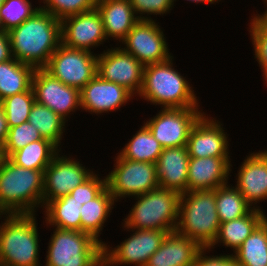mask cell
<instances>
[{
	"mask_svg": "<svg viewBox=\"0 0 267 266\" xmlns=\"http://www.w3.org/2000/svg\"><path fill=\"white\" fill-rule=\"evenodd\" d=\"M210 116L205 112L190 130L186 144L189 157H232L224 124Z\"/></svg>",
	"mask_w": 267,
	"mask_h": 266,
	"instance_id": "2e32d148",
	"label": "cell"
},
{
	"mask_svg": "<svg viewBox=\"0 0 267 266\" xmlns=\"http://www.w3.org/2000/svg\"><path fill=\"white\" fill-rule=\"evenodd\" d=\"M266 6V7H265ZM266 8V9H265ZM264 12L258 13L259 11L256 10V13H254L253 10V17L265 28L267 29V2L264 3Z\"/></svg>",
	"mask_w": 267,
	"mask_h": 266,
	"instance_id": "7bdbcfd3",
	"label": "cell"
},
{
	"mask_svg": "<svg viewBox=\"0 0 267 266\" xmlns=\"http://www.w3.org/2000/svg\"><path fill=\"white\" fill-rule=\"evenodd\" d=\"M35 68L15 58L0 63V102L32 87Z\"/></svg>",
	"mask_w": 267,
	"mask_h": 266,
	"instance_id": "4316f807",
	"label": "cell"
},
{
	"mask_svg": "<svg viewBox=\"0 0 267 266\" xmlns=\"http://www.w3.org/2000/svg\"><path fill=\"white\" fill-rule=\"evenodd\" d=\"M98 0H38L42 10L51 13L58 20L96 8ZM42 3V5H41Z\"/></svg>",
	"mask_w": 267,
	"mask_h": 266,
	"instance_id": "e575fe53",
	"label": "cell"
},
{
	"mask_svg": "<svg viewBox=\"0 0 267 266\" xmlns=\"http://www.w3.org/2000/svg\"><path fill=\"white\" fill-rule=\"evenodd\" d=\"M6 0H0V6L5 2ZM2 29L1 27V22H0V30Z\"/></svg>",
	"mask_w": 267,
	"mask_h": 266,
	"instance_id": "bcb514c9",
	"label": "cell"
},
{
	"mask_svg": "<svg viewBox=\"0 0 267 266\" xmlns=\"http://www.w3.org/2000/svg\"><path fill=\"white\" fill-rule=\"evenodd\" d=\"M219 226L215 189L181 194L175 231L195 240L201 247H209L218 234Z\"/></svg>",
	"mask_w": 267,
	"mask_h": 266,
	"instance_id": "5b68a950",
	"label": "cell"
},
{
	"mask_svg": "<svg viewBox=\"0 0 267 266\" xmlns=\"http://www.w3.org/2000/svg\"><path fill=\"white\" fill-rule=\"evenodd\" d=\"M51 228L44 266H103V245L90 234Z\"/></svg>",
	"mask_w": 267,
	"mask_h": 266,
	"instance_id": "52a82bcc",
	"label": "cell"
},
{
	"mask_svg": "<svg viewBox=\"0 0 267 266\" xmlns=\"http://www.w3.org/2000/svg\"><path fill=\"white\" fill-rule=\"evenodd\" d=\"M36 215L0 214V266H43Z\"/></svg>",
	"mask_w": 267,
	"mask_h": 266,
	"instance_id": "277c9868",
	"label": "cell"
},
{
	"mask_svg": "<svg viewBox=\"0 0 267 266\" xmlns=\"http://www.w3.org/2000/svg\"><path fill=\"white\" fill-rule=\"evenodd\" d=\"M60 151L54 143L42 138L14 152L9 159L20 167L45 170Z\"/></svg>",
	"mask_w": 267,
	"mask_h": 266,
	"instance_id": "f546056e",
	"label": "cell"
},
{
	"mask_svg": "<svg viewBox=\"0 0 267 266\" xmlns=\"http://www.w3.org/2000/svg\"><path fill=\"white\" fill-rule=\"evenodd\" d=\"M32 0H6L0 6V22L2 30L10 31L30 18L40 6H33Z\"/></svg>",
	"mask_w": 267,
	"mask_h": 266,
	"instance_id": "836d02e7",
	"label": "cell"
},
{
	"mask_svg": "<svg viewBox=\"0 0 267 266\" xmlns=\"http://www.w3.org/2000/svg\"><path fill=\"white\" fill-rule=\"evenodd\" d=\"M210 251L209 247H202L196 255L194 266H240L231 253L211 255Z\"/></svg>",
	"mask_w": 267,
	"mask_h": 266,
	"instance_id": "ab89813d",
	"label": "cell"
},
{
	"mask_svg": "<svg viewBox=\"0 0 267 266\" xmlns=\"http://www.w3.org/2000/svg\"><path fill=\"white\" fill-rule=\"evenodd\" d=\"M202 109V110H201ZM201 107L160 108L156 116L143 123L165 148L186 146L190 130L205 113Z\"/></svg>",
	"mask_w": 267,
	"mask_h": 266,
	"instance_id": "30bf717a",
	"label": "cell"
},
{
	"mask_svg": "<svg viewBox=\"0 0 267 266\" xmlns=\"http://www.w3.org/2000/svg\"><path fill=\"white\" fill-rule=\"evenodd\" d=\"M266 214L265 211L253 208L243 217L220 223L218 234L214 242L209 246L212 253L215 251L214 248L222 245L223 248H230V252L233 254L245 239L267 218Z\"/></svg>",
	"mask_w": 267,
	"mask_h": 266,
	"instance_id": "cb8c5ba5",
	"label": "cell"
},
{
	"mask_svg": "<svg viewBox=\"0 0 267 266\" xmlns=\"http://www.w3.org/2000/svg\"><path fill=\"white\" fill-rule=\"evenodd\" d=\"M32 89L36 102L50 108L67 123L68 119L81 109L80 90L63 84L44 68L35 69Z\"/></svg>",
	"mask_w": 267,
	"mask_h": 266,
	"instance_id": "9a60e30c",
	"label": "cell"
},
{
	"mask_svg": "<svg viewBox=\"0 0 267 266\" xmlns=\"http://www.w3.org/2000/svg\"><path fill=\"white\" fill-rule=\"evenodd\" d=\"M62 151L44 170L43 207L51 200L68 195L96 172L83 165L81 159Z\"/></svg>",
	"mask_w": 267,
	"mask_h": 266,
	"instance_id": "4fadbf2b",
	"label": "cell"
},
{
	"mask_svg": "<svg viewBox=\"0 0 267 266\" xmlns=\"http://www.w3.org/2000/svg\"><path fill=\"white\" fill-rule=\"evenodd\" d=\"M3 158L4 157H3V153H2V147L0 146V163H1V161H2Z\"/></svg>",
	"mask_w": 267,
	"mask_h": 266,
	"instance_id": "f6af8a7d",
	"label": "cell"
},
{
	"mask_svg": "<svg viewBox=\"0 0 267 266\" xmlns=\"http://www.w3.org/2000/svg\"><path fill=\"white\" fill-rule=\"evenodd\" d=\"M189 159L186 146L163 149L155 163L159 187L186 193Z\"/></svg>",
	"mask_w": 267,
	"mask_h": 266,
	"instance_id": "44dd1931",
	"label": "cell"
},
{
	"mask_svg": "<svg viewBox=\"0 0 267 266\" xmlns=\"http://www.w3.org/2000/svg\"><path fill=\"white\" fill-rule=\"evenodd\" d=\"M131 232L116 246L103 245V266H146L149 258L159 249L167 231L138 230L121 226Z\"/></svg>",
	"mask_w": 267,
	"mask_h": 266,
	"instance_id": "9c48e42d",
	"label": "cell"
},
{
	"mask_svg": "<svg viewBox=\"0 0 267 266\" xmlns=\"http://www.w3.org/2000/svg\"><path fill=\"white\" fill-rule=\"evenodd\" d=\"M176 1L177 0H173V3L176 5ZM185 1H187V3H188V1H189V4L190 3H194L195 5L196 4H207V5H210V4H216V3H219L221 0H185Z\"/></svg>",
	"mask_w": 267,
	"mask_h": 266,
	"instance_id": "ee69618b",
	"label": "cell"
},
{
	"mask_svg": "<svg viewBox=\"0 0 267 266\" xmlns=\"http://www.w3.org/2000/svg\"><path fill=\"white\" fill-rule=\"evenodd\" d=\"M13 58L10 38L7 31L0 30V63Z\"/></svg>",
	"mask_w": 267,
	"mask_h": 266,
	"instance_id": "60d3db41",
	"label": "cell"
},
{
	"mask_svg": "<svg viewBox=\"0 0 267 266\" xmlns=\"http://www.w3.org/2000/svg\"><path fill=\"white\" fill-rule=\"evenodd\" d=\"M104 47L100 54L98 52L97 74L104 80L125 87L138 97L143 84L144 65L132 54L125 52L118 43L114 48Z\"/></svg>",
	"mask_w": 267,
	"mask_h": 266,
	"instance_id": "5bb4252c",
	"label": "cell"
},
{
	"mask_svg": "<svg viewBox=\"0 0 267 266\" xmlns=\"http://www.w3.org/2000/svg\"><path fill=\"white\" fill-rule=\"evenodd\" d=\"M106 41L103 21L96 8L61 20V43L66 47L94 53Z\"/></svg>",
	"mask_w": 267,
	"mask_h": 266,
	"instance_id": "e0dca14e",
	"label": "cell"
},
{
	"mask_svg": "<svg viewBox=\"0 0 267 266\" xmlns=\"http://www.w3.org/2000/svg\"><path fill=\"white\" fill-rule=\"evenodd\" d=\"M181 194L166 188H156L132 197L134 205L121 225L138 230L175 231Z\"/></svg>",
	"mask_w": 267,
	"mask_h": 266,
	"instance_id": "8992f818",
	"label": "cell"
},
{
	"mask_svg": "<svg viewBox=\"0 0 267 266\" xmlns=\"http://www.w3.org/2000/svg\"><path fill=\"white\" fill-rule=\"evenodd\" d=\"M41 139L42 137L39 131L28 121L20 125L13 126L9 128L6 143L2 147L3 157L9 158L14 152L22 149L27 144Z\"/></svg>",
	"mask_w": 267,
	"mask_h": 266,
	"instance_id": "d590c367",
	"label": "cell"
},
{
	"mask_svg": "<svg viewBox=\"0 0 267 266\" xmlns=\"http://www.w3.org/2000/svg\"><path fill=\"white\" fill-rule=\"evenodd\" d=\"M156 21L139 20L119 45L144 66L164 62L174 56L169 52L165 30Z\"/></svg>",
	"mask_w": 267,
	"mask_h": 266,
	"instance_id": "7c38bea8",
	"label": "cell"
},
{
	"mask_svg": "<svg viewBox=\"0 0 267 266\" xmlns=\"http://www.w3.org/2000/svg\"><path fill=\"white\" fill-rule=\"evenodd\" d=\"M97 56L98 53L69 48L61 43L44 69L63 84L81 90L97 75Z\"/></svg>",
	"mask_w": 267,
	"mask_h": 266,
	"instance_id": "8fae6325",
	"label": "cell"
},
{
	"mask_svg": "<svg viewBox=\"0 0 267 266\" xmlns=\"http://www.w3.org/2000/svg\"><path fill=\"white\" fill-rule=\"evenodd\" d=\"M96 9L101 15L107 42L112 39L120 44L139 21L130 0H98Z\"/></svg>",
	"mask_w": 267,
	"mask_h": 266,
	"instance_id": "7402d4cb",
	"label": "cell"
},
{
	"mask_svg": "<svg viewBox=\"0 0 267 266\" xmlns=\"http://www.w3.org/2000/svg\"><path fill=\"white\" fill-rule=\"evenodd\" d=\"M44 170L0 163V214H36L43 208Z\"/></svg>",
	"mask_w": 267,
	"mask_h": 266,
	"instance_id": "3957f363",
	"label": "cell"
},
{
	"mask_svg": "<svg viewBox=\"0 0 267 266\" xmlns=\"http://www.w3.org/2000/svg\"><path fill=\"white\" fill-rule=\"evenodd\" d=\"M232 255L240 266H267V218Z\"/></svg>",
	"mask_w": 267,
	"mask_h": 266,
	"instance_id": "4dcf8cb0",
	"label": "cell"
},
{
	"mask_svg": "<svg viewBox=\"0 0 267 266\" xmlns=\"http://www.w3.org/2000/svg\"><path fill=\"white\" fill-rule=\"evenodd\" d=\"M115 155L113 169L106 174L107 187L115 202L159 188L154 163L128 160L118 153Z\"/></svg>",
	"mask_w": 267,
	"mask_h": 266,
	"instance_id": "ba28073f",
	"label": "cell"
},
{
	"mask_svg": "<svg viewBox=\"0 0 267 266\" xmlns=\"http://www.w3.org/2000/svg\"><path fill=\"white\" fill-rule=\"evenodd\" d=\"M116 202L106 187L96 198L83 204L80 208L81 231L90 234L102 245L105 241L101 239L102 231L106 227L108 217L112 215V210L116 208Z\"/></svg>",
	"mask_w": 267,
	"mask_h": 266,
	"instance_id": "d4e9b609",
	"label": "cell"
},
{
	"mask_svg": "<svg viewBox=\"0 0 267 266\" xmlns=\"http://www.w3.org/2000/svg\"><path fill=\"white\" fill-rule=\"evenodd\" d=\"M8 34L13 58L44 68L61 44V21L40 8Z\"/></svg>",
	"mask_w": 267,
	"mask_h": 266,
	"instance_id": "6da1fadb",
	"label": "cell"
},
{
	"mask_svg": "<svg viewBox=\"0 0 267 266\" xmlns=\"http://www.w3.org/2000/svg\"><path fill=\"white\" fill-rule=\"evenodd\" d=\"M201 248L195 240L172 231L149 258L146 266H194L196 255Z\"/></svg>",
	"mask_w": 267,
	"mask_h": 266,
	"instance_id": "603a6c76",
	"label": "cell"
},
{
	"mask_svg": "<svg viewBox=\"0 0 267 266\" xmlns=\"http://www.w3.org/2000/svg\"><path fill=\"white\" fill-rule=\"evenodd\" d=\"M248 29L253 55L262 71L263 82L267 86V29H265L251 14Z\"/></svg>",
	"mask_w": 267,
	"mask_h": 266,
	"instance_id": "8d00e7d4",
	"label": "cell"
},
{
	"mask_svg": "<svg viewBox=\"0 0 267 266\" xmlns=\"http://www.w3.org/2000/svg\"><path fill=\"white\" fill-rule=\"evenodd\" d=\"M239 166L235 187L254 209L265 211L259 204L267 201V149L250 151Z\"/></svg>",
	"mask_w": 267,
	"mask_h": 266,
	"instance_id": "d6986e66",
	"label": "cell"
},
{
	"mask_svg": "<svg viewBox=\"0 0 267 266\" xmlns=\"http://www.w3.org/2000/svg\"><path fill=\"white\" fill-rule=\"evenodd\" d=\"M0 103L6 115L8 128L20 125L28 121L29 113L35 103L34 91L31 87L28 91L7 97Z\"/></svg>",
	"mask_w": 267,
	"mask_h": 266,
	"instance_id": "d6a6232c",
	"label": "cell"
},
{
	"mask_svg": "<svg viewBox=\"0 0 267 266\" xmlns=\"http://www.w3.org/2000/svg\"><path fill=\"white\" fill-rule=\"evenodd\" d=\"M98 173V171L97 174L94 173L83 184L71 191L69 195L82 205L96 198L107 187L106 176L102 177Z\"/></svg>",
	"mask_w": 267,
	"mask_h": 266,
	"instance_id": "f35d334b",
	"label": "cell"
},
{
	"mask_svg": "<svg viewBox=\"0 0 267 266\" xmlns=\"http://www.w3.org/2000/svg\"><path fill=\"white\" fill-rule=\"evenodd\" d=\"M28 122L34 125V128L39 131L42 138L51 141L62 150L63 135L68 126V123L63 118L50 108L35 101L29 113Z\"/></svg>",
	"mask_w": 267,
	"mask_h": 266,
	"instance_id": "f1b7e54d",
	"label": "cell"
},
{
	"mask_svg": "<svg viewBox=\"0 0 267 266\" xmlns=\"http://www.w3.org/2000/svg\"><path fill=\"white\" fill-rule=\"evenodd\" d=\"M130 2L139 20H154L157 15L166 16L175 6L173 0H130Z\"/></svg>",
	"mask_w": 267,
	"mask_h": 266,
	"instance_id": "74e56055",
	"label": "cell"
},
{
	"mask_svg": "<svg viewBox=\"0 0 267 266\" xmlns=\"http://www.w3.org/2000/svg\"><path fill=\"white\" fill-rule=\"evenodd\" d=\"M215 202L220 223L243 217L253 209L230 182L215 189Z\"/></svg>",
	"mask_w": 267,
	"mask_h": 266,
	"instance_id": "1f68e13d",
	"label": "cell"
},
{
	"mask_svg": "<svg viewBox=\"0 0 267 266\" xmlns=\"http://www.w3.org/2000/svg\"><path fill=\"white\" fill-rule=\"evenodd\" d=\"M174 62L172 56L167 61L144 66L143 84L138 96L159 108L200 107L194 85L175 68Z\"/></svg>",
	"mask_w": 267,
	"mask_h": 266,
	"instance_id": "7a4b0ae2",
	"label": "cell"
},
{
	"mask_svg": "<svg viewBox=\"0 0 267 266\" xmlns=\"http://www.w3.org/2000/svg\"><path fill=\"white\" fill-rule=\"evenodd\" d=\"M232 168L231 157H190L187 191L213 190L229 183Z\"/></svg>",
	"mask_w": 267,
	"mask_h": 266,
	"instance_id": "ffe728a7",
	"label": "cell"
},
{
	"mask_svg": "<svg viewBox=\"0 0 267 266\" xmlns=\"http://www.w3.org/2000/svg\"><path fill=\"white\" fill-rule=\"evenodd\" d=\"M81 206L82 204L69 194L51 200L42 208V217L45 220L43 225L47 228L81 231Z\"/></svg>",
	"mask_w": 267,
	"mask_h": 266,
	"instance_id": "484cf974",
	"label": "cell"
},
{
	"mask_svg": "<svg viewBox=\"0 0 267 266\" xmlns=\"http://www.w3.org/2000/svg\"><path fill=\"white\" fill-rule=\"evenodd\" d=\"M135 96L125 87L117 83L102 79L98 74L90 80L81 90V112L91 115H104L121 111L120 108L133 102ZM103 113V114H102Z\"/></svg>",
	"mask_w": 267,
	"mask_h": 266,
	"instance_id": "ac0fdd59",
	"label": "cell"
},
{
	"mask_svg": "<svg viewBox=\"0 0 267 266\" xmlns=\"http://www.w3.org/2000/svg\"><path fill=\"white\" fill-rule=\"evenodd\" d=\"M8 124L2 104L0 103V146L3 147L8 137Z\"/></svg>",
	"mask_w": 267,
	"mask_h": 266,
	"instance_id": "b9f144b4",
	"label": "cell"
},
{
	"mask_svg": "<svg viewBox=\"0 0 267 266\" xmlns=\"http://www.w3.org/2000/svg\"><path fill=\"white\" fill-rule=\"evenodd\" d=\"M143 125V126H142ZM118 154L125 159L156 163L163 147L143 123Z\"/></svg>",
	"mask_w": 267,
	"mask_h": 266,
	"instance_id": "83f0119b",
	"label": "cell"
}]
</instances>
